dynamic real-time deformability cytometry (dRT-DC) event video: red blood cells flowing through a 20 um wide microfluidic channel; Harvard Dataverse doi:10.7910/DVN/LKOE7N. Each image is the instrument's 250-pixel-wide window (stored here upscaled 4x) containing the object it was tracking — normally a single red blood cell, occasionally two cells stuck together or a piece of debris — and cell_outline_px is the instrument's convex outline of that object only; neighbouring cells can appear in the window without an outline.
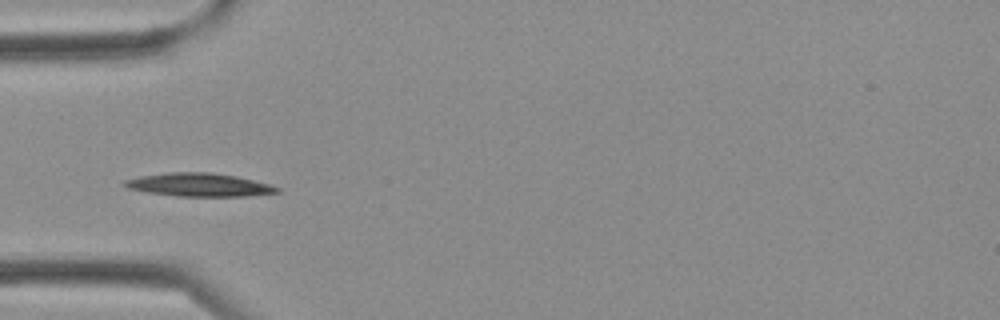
{"species": "Egyptian fruit bat (a non-hibernating species)", "species_latin": "Rousettus aegyptiacus", "temperature_condition": "cold", "stored_images_in_passage": 3, "camera_frame_rate_fps": 3000, "um_per_image_px": 0.085, "frame": {"image": 1, "passage_image": 3, "time_ms": 0.667, "image_size_px": [1000, 320], "cell_outline_px": [[280, 192], [248, 196], [176, 196], [148, 192], [128, 188], [120, 184], [124, 180], [140, 176], [168, 172], [212, 172], [236, 176], [268, 184], [280, 188]], "centroid_in_image_um": [16.89, 15.7], "position_along_channel_um": 68.1, "area_um2": 20.63}}